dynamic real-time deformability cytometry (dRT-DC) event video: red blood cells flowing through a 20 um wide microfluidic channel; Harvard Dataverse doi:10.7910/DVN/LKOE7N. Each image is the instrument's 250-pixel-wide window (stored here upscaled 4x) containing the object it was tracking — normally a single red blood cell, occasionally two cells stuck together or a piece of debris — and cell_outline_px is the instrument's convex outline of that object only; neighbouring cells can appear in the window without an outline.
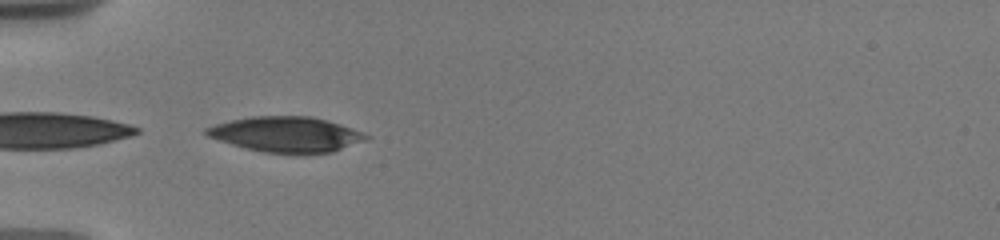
{"species": "human", "species_latin": "Homo sapiens", "temperature_condition": "warm", "stored_images_in_passage": 2, "camera_frame_rate_fps": 3000, "um_per_image_px": 0.085, "donor": {"sex": "male"}, "frame": {"image": 1, "passage_image": 1, "time_ms": 0.0, "image_size_px": [1000, 240], "cell_outline_px": [[372, 136], [368, 140], [332, 152], [264, 152], [232, 144], [208, 136], [204, 132], [204, 128], [216, 124], [232, 120], [252, 116], [312, 116], [328, 120], [352, 128]], "centroid_in_image_um": [24.38, 11.4], "position_along_channel_um": 60.6, "area_um2": 32.43}}